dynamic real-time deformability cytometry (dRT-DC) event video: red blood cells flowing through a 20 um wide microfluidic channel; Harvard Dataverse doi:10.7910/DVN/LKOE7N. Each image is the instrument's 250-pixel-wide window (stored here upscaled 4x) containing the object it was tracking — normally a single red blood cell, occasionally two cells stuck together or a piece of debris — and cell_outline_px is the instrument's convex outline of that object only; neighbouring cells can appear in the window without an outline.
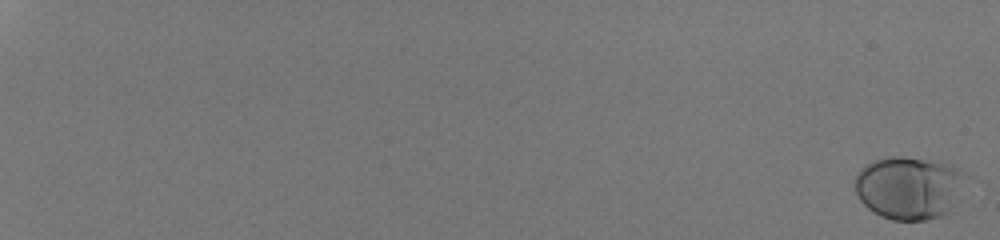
{"species": "human", "species_latin": "Homo sapiens", "temperature_condition": "room temperature", "stored_images_in_passage": 52, "camera_frame_rate_fps": 3000, "um_per_image_px": 0.085, "donor": {"sex": "male"}, "frame": {"image": 1, "passage_image": 2, "time_ms": 0.333, "image_size_px": [1000, 240], "cell_outline_px": [[972, 176], [948, 212], [940, 216], [924, 220], [892, 220], [880, 216], [868, 208], [860, 200], [856, 192], [852, 180], [860, 168], [876, 160], [888, 156], [900, 156], [952, 164], [960, 168]], "centroid_in_image_um": [77.31, 15.94], "position_along_channel_um": 7.7, "area_um2": 41.33}}
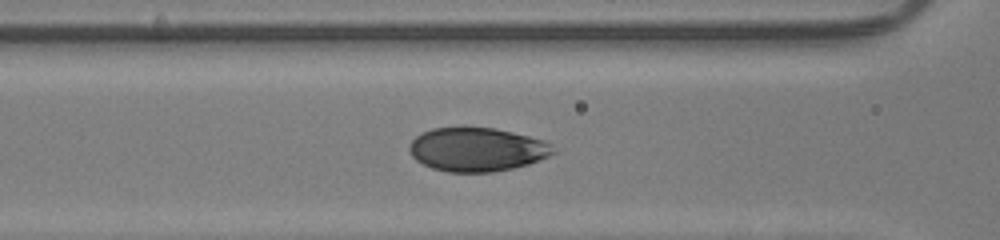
{"frame": {"image": 2, "passage_image": 31, "time_ms": 10.0, "image_size_px": [1000, 240], "cell_outline_px": [[560, 152], [540, 160], [528, 164], [512, 168], [492, 172], [448, 172], [432, 168], [416, 160], [412, 156], [408, 148], [408, 144], [416, 136], [432, 128], [496, 128], [544, 140], [552, 144]], "centroid_in_image_um": [40.59, 12.71], "position_along_channel_um": 126.0, "area_um2": 36.82}}
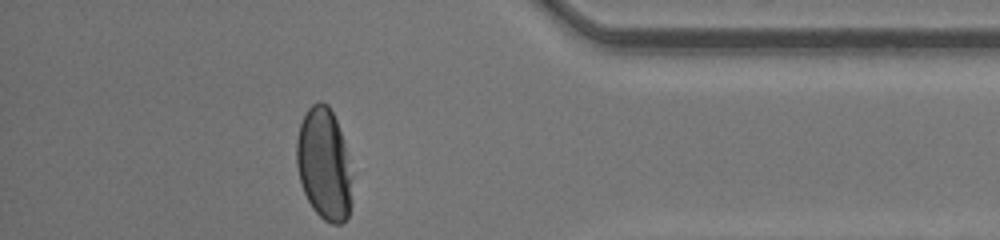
{"frame": {"image": 3, "passage_image": 52, "time_ms": 17.0, "image_size_px": [1000, 240], "cell_outline_px": [[352, 204], [348, 216], [340, 224], [332, 224], [324, 220], [312, 208], [304, 192], [300, 180], [296, 164], [296, 140], [300, 124], [308, 108], [312, 104], [320, 100], [328, 104], [336, 120], [344, 144], [352, 176]], "centroid_in_image_um": [27.55, 13.97], "position_along_channel_um": 407.7, "area_um2": 36.3}, "authors_computed_cell_mechanics": {"area_um2": 37.4833, "velocity_mm_per_s": 4.2423, "shape_relaxation_time_tau1_ms": 3.0075, "shape_relaxation_time_tau2_ms": null, "deformation_change_tau1": 0.1649, "deformation_change_tau2": null}}